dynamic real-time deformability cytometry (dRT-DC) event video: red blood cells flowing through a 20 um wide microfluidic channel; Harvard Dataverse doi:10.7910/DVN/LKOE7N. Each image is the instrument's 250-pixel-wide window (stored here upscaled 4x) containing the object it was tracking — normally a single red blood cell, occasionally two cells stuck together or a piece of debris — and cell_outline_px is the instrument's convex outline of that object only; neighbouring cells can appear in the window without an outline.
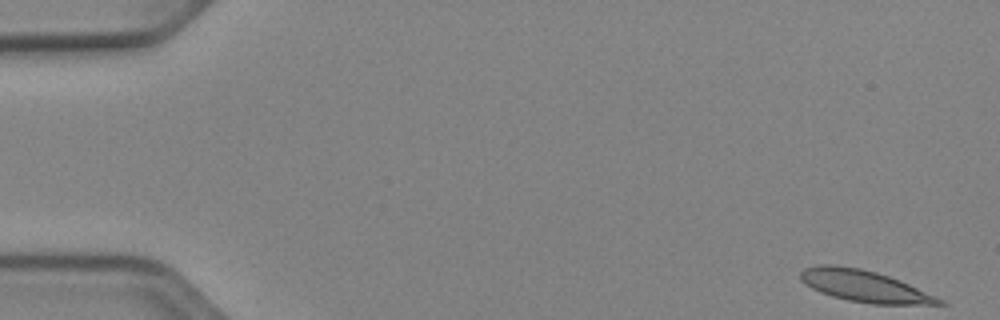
{"species": "Egyptian fruit bat (a non-hibernating species)", "species_latin": "Rousettus aegyptiacus", "temperature_condition": "cold", "stored_images_in_passage": 51, "camera_frame_rate_fps": 3000, "um_per_image_px": 0.085, "animal": {"sex": "female"}, "frame": {"image": 1, "passage_image": 1, "time_ms": 0.0, "image_size_px": [1000, 320], "cell_outline_px": [[948, 304], [872, 304], [848, 300], [832, 296], [820, 292], [804, 284], [800, 280], [800, 272], [804, 268], [820, 264], [832, 264], [860, 268], [876, 272], [900, 280], [936, 296], [944, 300]], "centroid_in_image_um": [73.44, 24.31], "position_along_channel_um": 11.6, "area_um2": 25.49}}
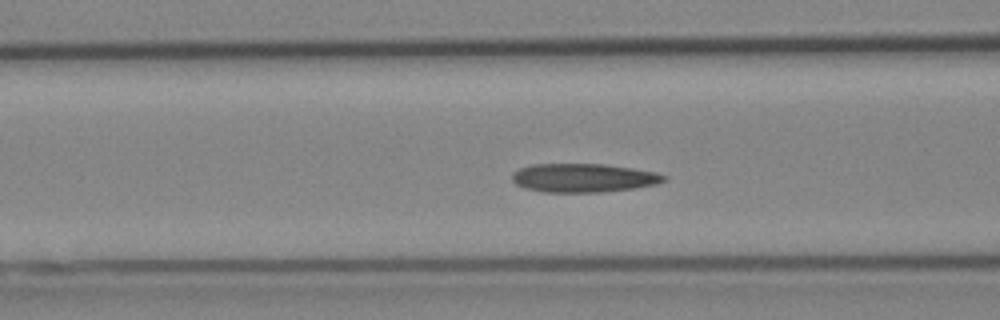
{"frame": {"image": 2, "passage_image": 20, "time_ms": 6.333, "image_size_px": [1000, 320], "cell_outline_px": [[668, 176], [664, 180], [656, 184], [632, 188], [600, 192], [544, 192], [524, 188], [516, 184], [512, 180], [512, 172], [520, 168], [532, 164], [604, 164], [632, 168], [656, 172]], "centroid_in_image_um": [49.56, 15.11], "position_along_channel_um": 117.0, "area_um2": 25.32}}
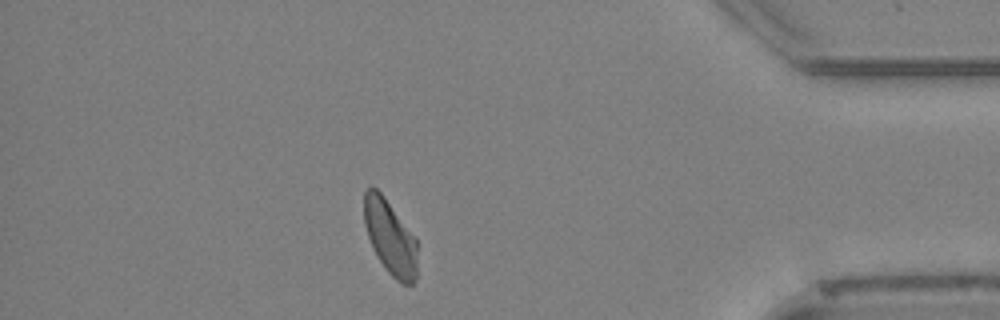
{"frame": {"image": 3, "passage_image": 45, "time_ms": 14.667, "image_size_px": [1000, 320], "cell_outline_px": [[416, 280], [412, 284], [404, 284], [396, 280], [388, 272], [376, 256], [372, 248], [364, 224], [364, 192], [368, 188], [376, 188], [380, 192], [416, 236]], "centroid_in_image_um": [33.16, 20.18], "position_along_channel_um": 402.0, "area_um2": 23.12}, "authors_computed_cell_mechanics": {"area_um2": 24.854, "velocity_mm_per_s": 3.8752, "shape_relaxation_time_tau1_ms": null, "shape_relaxation_time_tau2_ms": 5.8591, "deformation_change_tau1": null, "deformation_change_tau2": 0.1049}}